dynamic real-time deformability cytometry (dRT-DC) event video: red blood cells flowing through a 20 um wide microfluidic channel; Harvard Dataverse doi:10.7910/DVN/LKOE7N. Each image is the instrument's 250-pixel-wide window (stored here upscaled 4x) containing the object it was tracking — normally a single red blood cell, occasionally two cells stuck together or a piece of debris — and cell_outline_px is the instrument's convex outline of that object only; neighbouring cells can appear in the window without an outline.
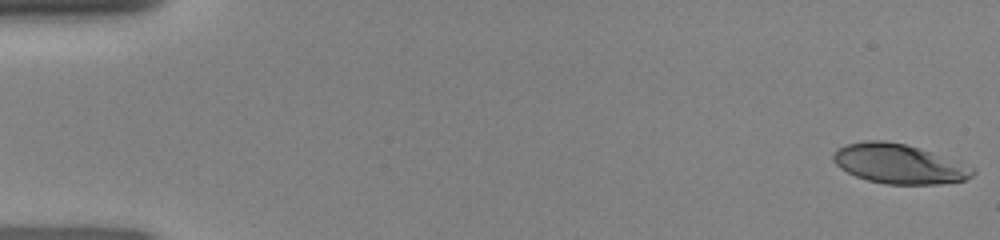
{"species": "human", "species_latin": "Homo sapiens", "temperature_condition": "room temperature", "stored_images_in_passage": 48, "camera_frame_rate_fps": 3000, "um_per_image_px": 0.085, "donor": {"sex": "female"}, "frame": {"image": 1, "passage_image": 1, "time_ms": 0.0, "image_size_px": [1000, 240], "cell_outline_px": [[976, 172], [972, 176], [964, 180], [940, 184], [884, 184], [868, 180], [856, 176], [840, 168], [832, 160], [832, 152], [836, 148], [848, 144], [868, 140], [884, 140], [904, 144], [960, 160], [976, 168]], "centroid_in_image_um": [76.45, 13.92], "position_along_channel_um": 8.6, "area_um2": 32.48}}
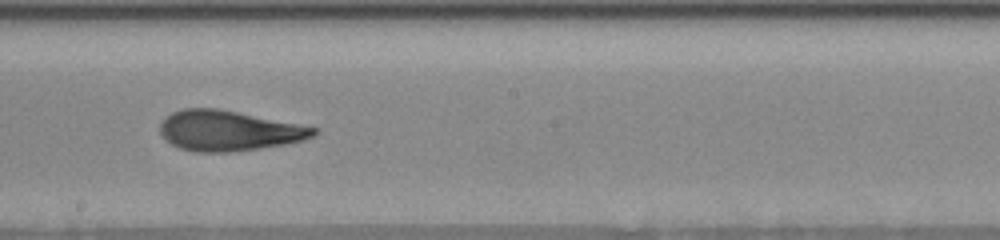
{"frame": {"image": 2, "passage_image": 27, "time_ms": 8.667, "image_size_px": [1000, 240], "cell_outline_px": [[320, 132], [304, 140], [284, 144], [260, 148], [232, 152], [196, 152], [180, 148], [172, 144], [160, 132], [160, 124], [172, 112], [184, 108], [216, 108], [320, 128]], "centroid_in_image_um": [19.47, 11.11], "position_along_channel_um": 228.7, "area_um2": 35.78}}
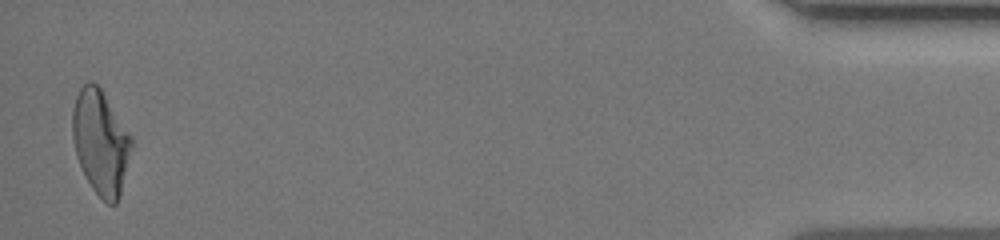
{"frame": {"image": 3, "passage_image": 47, "time_ms": 15.333, "image_size_px": [1000, 240], "cell_outline_px": [[132, 144], [120, 196], [116, 204], [108, 204], [92, 188], [76, 156], [72, 136], [72, 112], [76, 96], [80, 88], [88, 80], [92, 80], [100, 88], [132, 140]], "centroid_in_image_um": [8.52, 12.09], "position_along_channel_um": 426.7, "area_um2": 35.03}}